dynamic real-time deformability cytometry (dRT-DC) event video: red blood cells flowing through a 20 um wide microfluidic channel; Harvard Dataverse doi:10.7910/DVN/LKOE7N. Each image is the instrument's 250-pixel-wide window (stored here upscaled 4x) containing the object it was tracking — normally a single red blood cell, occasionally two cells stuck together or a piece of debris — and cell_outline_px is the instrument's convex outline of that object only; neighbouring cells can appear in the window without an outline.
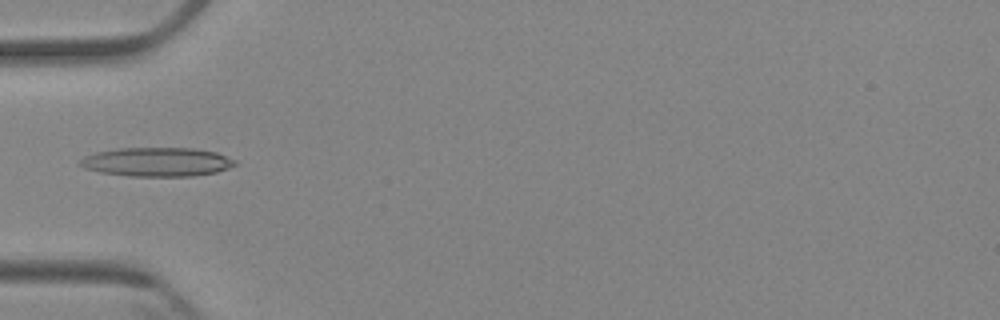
{"species": "Egyptian fruit bat (a non-hibernating species)", "species_latin": "Rousettus aegyptiacus", "temperature_condition": "cold", "stored_images_in_passage": 6, "camera_frame_rate_fps": 3000, "um_per_image_px": 0.085, "animal": {"sex": "female"}, "frame": {"image": 1, "passage_image": 6, "time_ms": 5.667, "image_size_px": [1000, 320], "cell_outline_px": [[236, 164], [228, 168], [216, 172], [192, 176], [128, 176], [100, 172], [84, 168], [76, 164], [76, 160], [84, 156], [96, 152], [116, 148], [192, 148], [216, 152], [236, 160]], "centroid_in_image_um": [13.27, 13.76], "position_along_channel_um": 71.7, "area_um2": 26.36}}